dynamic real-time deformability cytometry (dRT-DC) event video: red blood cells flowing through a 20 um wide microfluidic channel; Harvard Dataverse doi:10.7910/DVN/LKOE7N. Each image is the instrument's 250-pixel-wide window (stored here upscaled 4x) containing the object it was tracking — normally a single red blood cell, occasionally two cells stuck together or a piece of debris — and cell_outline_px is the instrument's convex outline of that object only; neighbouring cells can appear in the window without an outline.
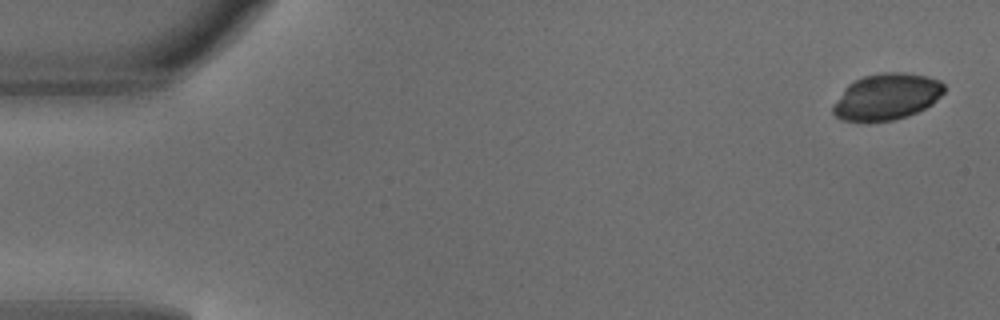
{"species": "common noctule bat (a hibernating species)", "species_latin": "Nyctalus noctula", "temperature_condition": "warm", "stored_images_in_passage": 4, "camera_frame_rate_fps": 3000, "um_per_image_px": 0.085, "animal": {"sex": "male", "body_mass_g": 18.8}, "frame": {"image": 1, "passage_image": 1, "time_ms": 0.0, "image_size_px": [1000, 320], "cell_outline_px": [[944, 92], [932, 104], [908, 116], [892, 120], [868, 124], [864, 124], [840, 120], [832, 112], [832, 104], [844, 88], [848, 84], [864, 76], [880, 72], [904, 72], [928, 76], [940, 80], [944, 84]], "centroid_in_image_um": [75.32, 8.25], "position_along_channel_um": 9.7, "area_um2": 30.75}}